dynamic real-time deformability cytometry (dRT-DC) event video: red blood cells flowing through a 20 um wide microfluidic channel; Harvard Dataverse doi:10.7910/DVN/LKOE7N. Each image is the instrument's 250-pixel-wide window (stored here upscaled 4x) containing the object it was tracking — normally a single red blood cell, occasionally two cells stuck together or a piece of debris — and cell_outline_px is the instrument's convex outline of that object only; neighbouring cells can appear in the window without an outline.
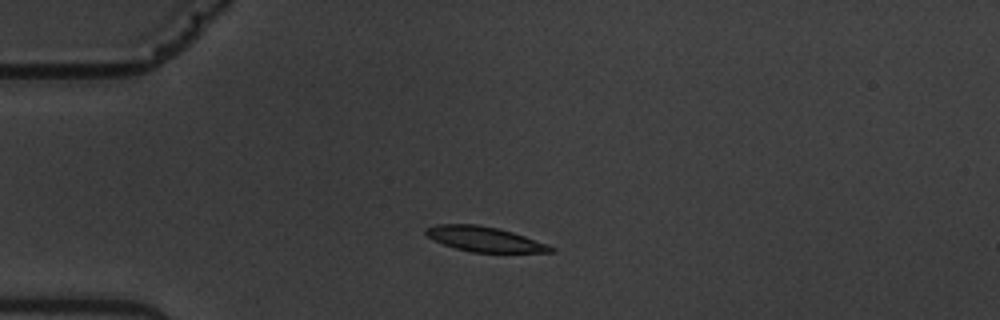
{"species": "common noctule bat (a hibernating species)", "species_latin": "Nyctalus noctula", "temperature_condition": "warm", "stored_images_in_passage": 4, "camera_frame_rate_fps": 3000, "um_per_image_px": 0.085, "animal": {"sex": "male", "body_mass_g": 19.5, "forearm_length_mm": 54.6}, "frame": {"image": 1, "passage_image": 3, "time_ms": 2.667, "image_size_px": [1000, 320], "cell_outline_px": [[556, 252], [472, 252], [456, 248], [432, 240], [424, 232], [424, 228], [436, 224], [476, 224], [500, 228], [548, 244], [556, 248]], "centroid_in_image_um": [41.17, 20.32], "position_along_channel_um": 43.8, "area_um2": 18.21}}